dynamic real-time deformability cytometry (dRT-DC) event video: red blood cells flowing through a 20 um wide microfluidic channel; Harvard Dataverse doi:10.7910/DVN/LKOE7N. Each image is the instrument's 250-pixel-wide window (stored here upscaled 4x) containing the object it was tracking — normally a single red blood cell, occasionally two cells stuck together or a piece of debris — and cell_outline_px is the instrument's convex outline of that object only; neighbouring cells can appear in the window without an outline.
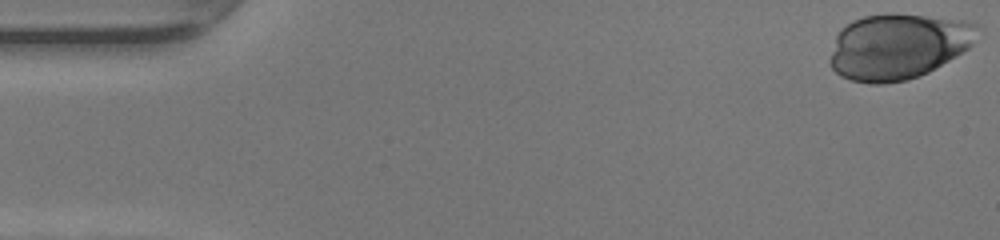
{"species": "human", "species_latin": "Homo sapiens", "temperature_condition": "warm", "stored_images_in_passage": 48, "camera_frame_rate_fps": 3000, "um_per_image_px": 0.085, "donor": {"sex": "female"}, "frame": {"image": 1, "passage_image": 1, "time_ms": 0.0, "image_size_px": [1000, 240], "cell_outline_px": [[984, 28], [972, 44], [968, 48], [928, 72], [908, 80], [884, 84], [872, 84], [852, 80], [840, 76], [832, 68], [832, 52], [836, 36], [840, 28], [852, 20], [864, 16], [892, 12], [964, 20], [976, 24]], "centroid_in_image_um": [76.37, 3.92], "position_along_channel_um": 8.6, "area_um2": 56.64}}
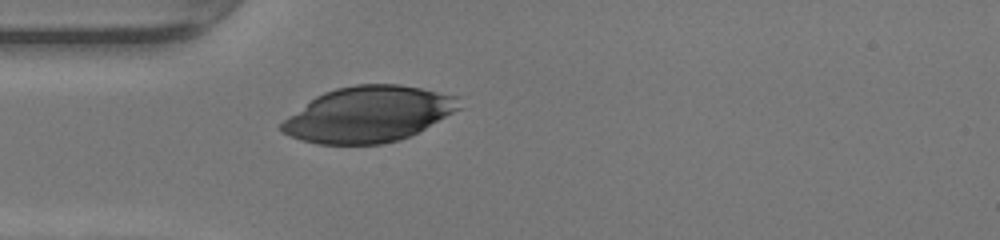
{"frame": {"image": 2, "passage_image": 14, "time_ms": 4.333, "image_size_px": [1000, 240], "cell_outline_px": [[460, 108], [424, 128], [400, 140], [380, 144], [316, 144], [300, 140], [280, 132], [280, 124], [288, 116], [316, 96], [324, 92], [336, 88], [356, 84], [400, 84], [420, 88], [456, 96]], "centroid_in_image_um": [31.25, 9.72], "position_along_channel_um": 53.7, "area_um2": 57.05}}
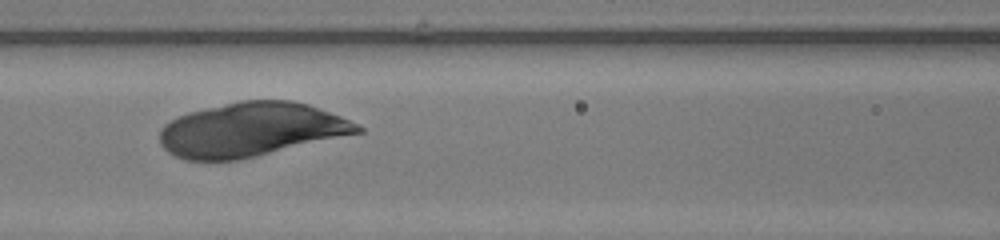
{"frame": {"image": 3, "passage_image": 21, "time_ms": 6.667, "image_size_px": [1000, 240], "cell_outline_px": [[364, 132], [240, 160], [184, 160], [168, 152], [160, 144], [160, 128], [164, 124], [180, 116], [192, 112], [240, 100], [292, 100], [308, 104], [340, 116], [360, 124], [364, 128]], "centroid_in_image_um": [21.38, 11.03], "position_along_channel_um": 145.2, "area_um2": 62.19}}